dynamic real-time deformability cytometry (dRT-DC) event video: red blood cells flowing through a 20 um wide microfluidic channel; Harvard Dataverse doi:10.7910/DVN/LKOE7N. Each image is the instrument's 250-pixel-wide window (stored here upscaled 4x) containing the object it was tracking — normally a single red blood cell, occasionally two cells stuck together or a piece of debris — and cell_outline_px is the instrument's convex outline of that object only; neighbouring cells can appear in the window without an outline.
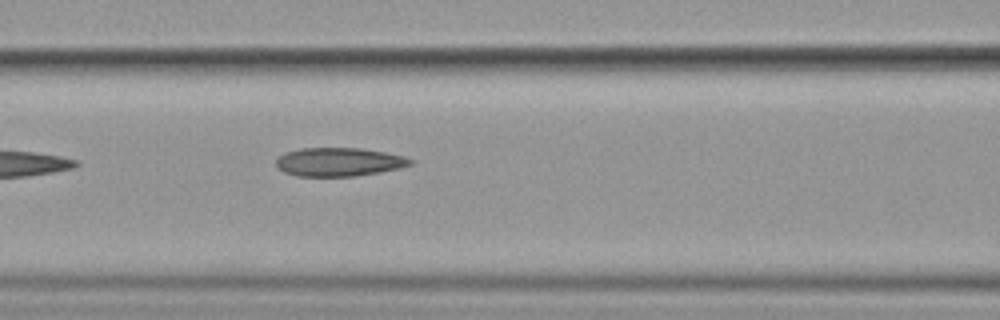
{"species": "common noctule bat (a hibernating species)", "species_latin": "Nyctalus noctula", "temperature_condition": "cold", "stored_images_in_passage": 7, "camera_frame_rate_fps": 3000, "um_per_image_px": 0.085, "animal": {"sex": "female", "body_mass_g": 19.9}, "frame": {"image": 1, "passage_image": 7, "time_ms": 7.0, "image_size_px": [1000, 320], "cell_outline_px": [[416, 160], [412, 164], [400, 168], [380, 172], [356, 176], [296, 176], [284, 172], [276, 168], [276, 160], [284, 152], [300, 148], [360, 148], [384, 152], [404, 156]], "centroid_in_image_um": [28.81, 13.76], "position_along_channel_um": 137.8, "area_um2": 22.54}}